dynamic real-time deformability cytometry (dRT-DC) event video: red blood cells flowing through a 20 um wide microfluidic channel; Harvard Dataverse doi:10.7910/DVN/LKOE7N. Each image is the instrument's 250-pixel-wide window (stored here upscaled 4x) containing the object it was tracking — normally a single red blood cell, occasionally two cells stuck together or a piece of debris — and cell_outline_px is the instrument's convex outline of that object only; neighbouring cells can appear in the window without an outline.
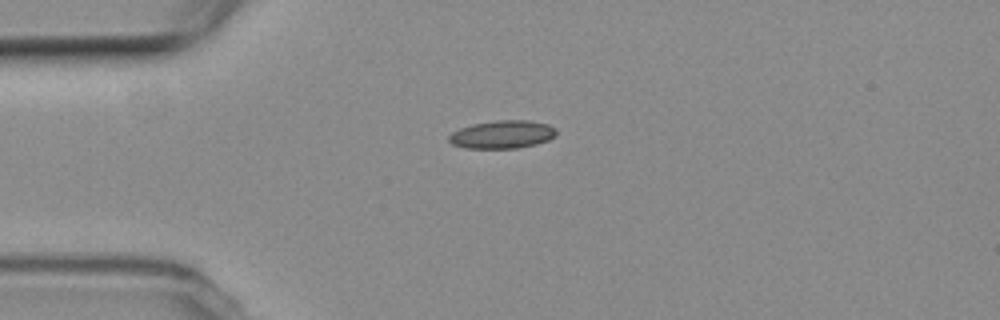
{"species": "common noctule bat (a hibernating species)", "species_latin": "Nyctalus noctula", "temperature_condition": "room temperature", "stored_images_in_passage": 42, "camera_frame_rate_fps": 3000, "um_per_image_px": 0.085, "animal": {"sex": "female", "body_mass_g": 19.3, "forearm_length_mm": 54.1}, "frame": {"image": 1, "passage_image": 1, "time_ms": 0.0, "image_size_px": [1000, 320], "cell_outline_px": [[556, 136], [548, 140], [536, 144], [516, 148], [464, 148], [452, 144], [448, 140], [448, 136], [452, 132], [460, 128], [472, 124], [496, 120], [528, 120], [548, 124], [556, 128]], "centroid_in_image_um": [42.69, 11.42], "position_along_channel_um": 42.3, "area_um2": 17.63}}
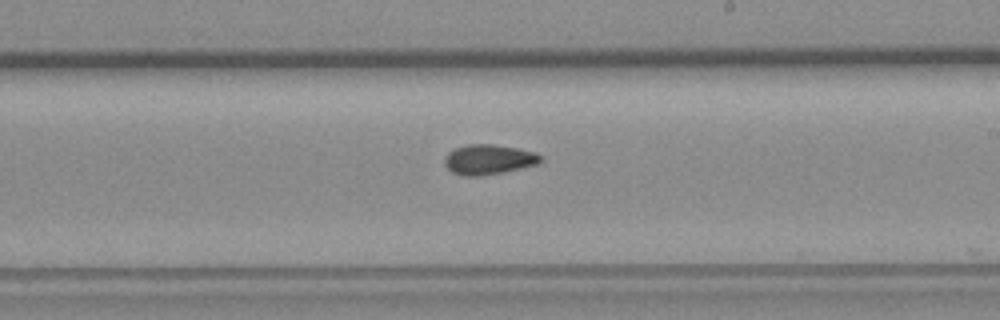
{"frame": {"image": 2, "passage_image": 19, "time_ms": 6.0, "image_size_px": [1000, 320], "cell_outline_px": [[544, 156], [536, 164], [520, 168], [480, 176], [464, 176], [452, 172], [444, 164], [444, 156], [452, 148], [468, 144], [492, 144], [516, 148], [536, 152]], "centroid_in_image_um": [41.49, 13.54], "position_along_channel_um": 247.5, "area_um2": 16.76}}
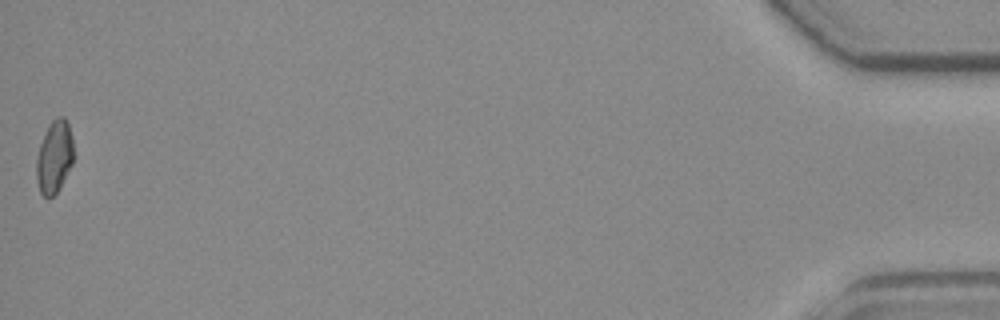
{"frame": {"image": 3, "passage_image": 42, "time_ms": 13.667, "image_size_px": [1000, 320], "cell_outline_px": [[72, 164], [60, 188], [48, 200], [40, 192], [36, 180], [36, 156], [40, 144], [48, 124], [56, 116], [64, 116], [68, 124], [72, 136]], "centroid_in_image_um": [4.59, 13.33], "position_along_channel_um": 430.6, "area_um2": 15.84}, "authors_computed_cell_mechanics": {"area_um2": 16.0973, "velocity_mm_per_s": 3.769, "shape_relaxation_time_tau1_ms": null, "shape_relaxation_time_tau2_ms": 2.0539, "deformation_change_tau1": null, "deformation_change_tau2": 0.0773}}